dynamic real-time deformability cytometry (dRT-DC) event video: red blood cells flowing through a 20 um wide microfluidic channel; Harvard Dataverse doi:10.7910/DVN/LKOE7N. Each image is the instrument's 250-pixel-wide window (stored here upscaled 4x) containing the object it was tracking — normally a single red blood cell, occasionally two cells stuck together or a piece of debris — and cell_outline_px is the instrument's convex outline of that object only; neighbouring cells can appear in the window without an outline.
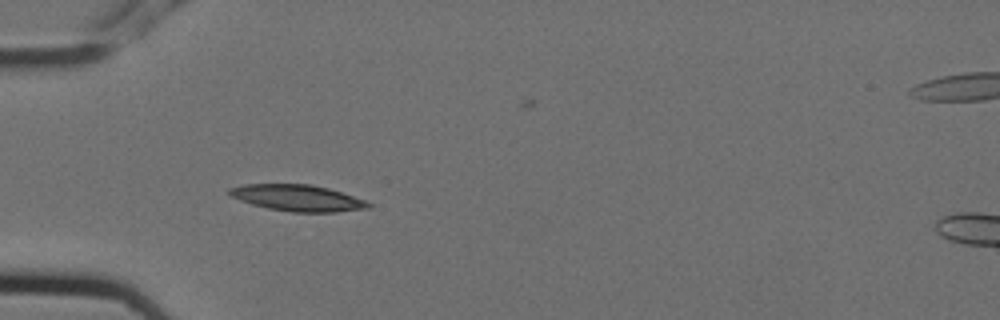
{"species": "Egyptian fruit bat (a non-hibernating species)", "species_latin": "Rousettus aegyptiacus", "temperature_condition": "cold", "stored_images_in_passage": 5, "camera_frame_rate_fps": 3000, "um_per_image_px": 0.085, "animal": {"sex": "female"}, "frame": {"image": 1, "passage_image": 5, "time_ms": 1.333, "image_size_px": [1000, 320], "cell_outline_px": [[372, 204], [368, 208], [336, 212], [292, 212], [268, 208], [252, 204], [240, 200], [232, 196], [228, 192], [228, 188], [244, 184], [312, 184], [328, 188], [364, 200]], "centroid_in_image_um": [25.27, 16.82], "position_along_channel_um": 59.7, "area_um2": 21.15}}